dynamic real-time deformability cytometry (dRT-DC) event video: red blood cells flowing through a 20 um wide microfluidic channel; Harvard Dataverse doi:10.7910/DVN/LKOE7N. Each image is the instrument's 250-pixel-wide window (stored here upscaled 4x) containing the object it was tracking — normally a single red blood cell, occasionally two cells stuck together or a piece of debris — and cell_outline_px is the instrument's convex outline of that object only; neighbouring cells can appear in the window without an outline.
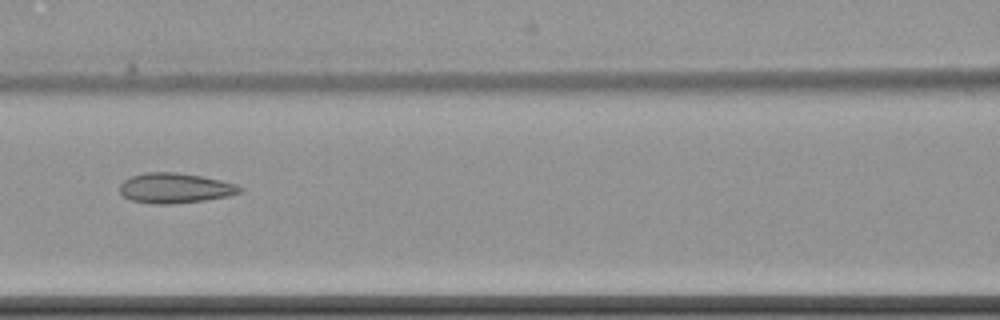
{"species": "common noctule bat (a hibernating species)", "species_latin": "Nyctalus noctula", "temperature_condition": "cold", "stored_images_in_passage": 8, "camera_frame_rate_fps": 3000, "um_per_image_px": 0.085, "animal": {"sex": "female", "body_mass_g": 22.7, "forearm_length_mm": 54.2}, "frame": {"image": 1, "passage_image": 7, "time_ms": 7.0, "image_size_px": [1000, 320], "cell_outline_px": [[244, 188], [240, 192], [228, 196], [204, 200], [172, 204], [152, 204], [132, 200], [124, 196], [120, 192], [120, 184], [124, 180], [132, 176], [144, 172], [176, 172], [200, 176], [220, 180], [236, 184]], "centroid_in_image_um": [14.87, 15.98], "position_along_channel_um": 151.7, "area_um2": 20.98}}
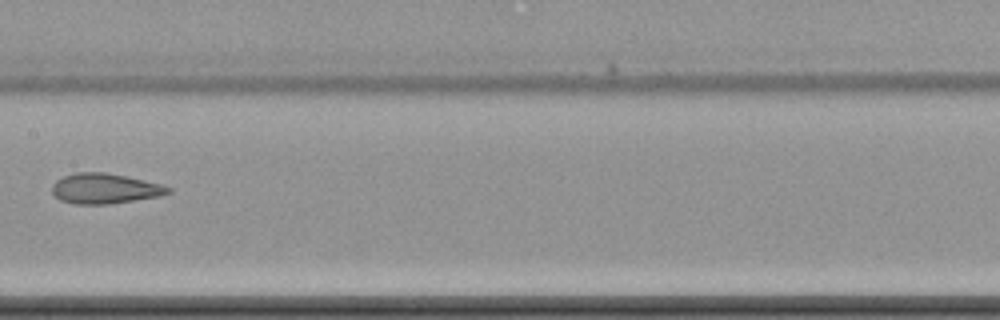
{"frame": {"image": 2, "passage_image": 8, "time_ms": 8.333, "image_size_px": [1000, 320], "cell_outline_px": [[172, 192], [160, 196], [108, 204], [76, 204], [60, 200], [52, 192], [52, 184], [56, 180], [64, 176], [76, 172], [104, 172], [164, 184], [172, 188]], "centroid_in_image_um": [8.93, 16.02], "position_along_channel_um": 198.5, "area_um2": 20.46}}